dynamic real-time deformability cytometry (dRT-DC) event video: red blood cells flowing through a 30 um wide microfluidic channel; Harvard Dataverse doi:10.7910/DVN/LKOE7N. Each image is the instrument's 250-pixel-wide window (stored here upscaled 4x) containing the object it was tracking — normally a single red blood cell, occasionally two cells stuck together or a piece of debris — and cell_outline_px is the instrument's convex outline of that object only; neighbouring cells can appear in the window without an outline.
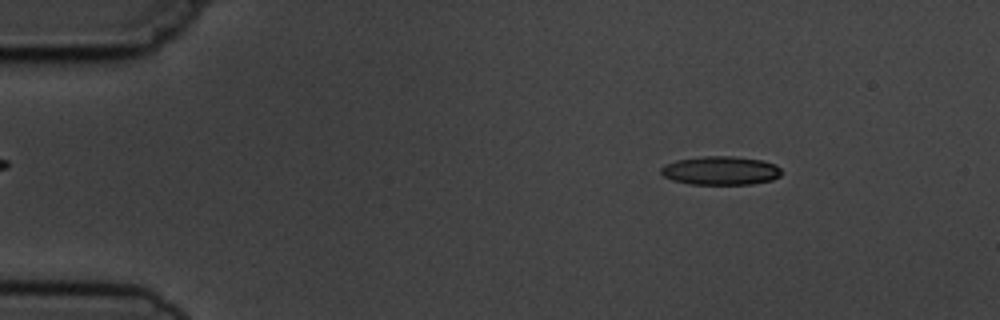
{"species": "common noctule bat (a hibernating species)", "species_latin": "Nyctalus noctula", "temperature_condition": "cold", "stored_images_in_passage": 4, "camera_frame_rate_fps": 3000, "um_per_image_px": 0.085, "animal": {"sex": "male", "body_mass_g": 19.5, "forearm_length_mm": 54.6}, "frame": {"image": 1, "passage_image": 2, "time_ms": 1.333, "image_size_px": [1000, 320], "cell_outline_px": [[780, 176], [772, 180], [752, 184], [692, 184], [672, 180], [664, 176], [660, 172], [660, 168], [664, 164], [676, 160], [704, 156], [732, 156], [764, 160], [776, 164], [780, 168]], "centroid_in_image_um": [61.25, 14.49], "position_along_channel_um": 23.7, "area_um2": 20.23}}